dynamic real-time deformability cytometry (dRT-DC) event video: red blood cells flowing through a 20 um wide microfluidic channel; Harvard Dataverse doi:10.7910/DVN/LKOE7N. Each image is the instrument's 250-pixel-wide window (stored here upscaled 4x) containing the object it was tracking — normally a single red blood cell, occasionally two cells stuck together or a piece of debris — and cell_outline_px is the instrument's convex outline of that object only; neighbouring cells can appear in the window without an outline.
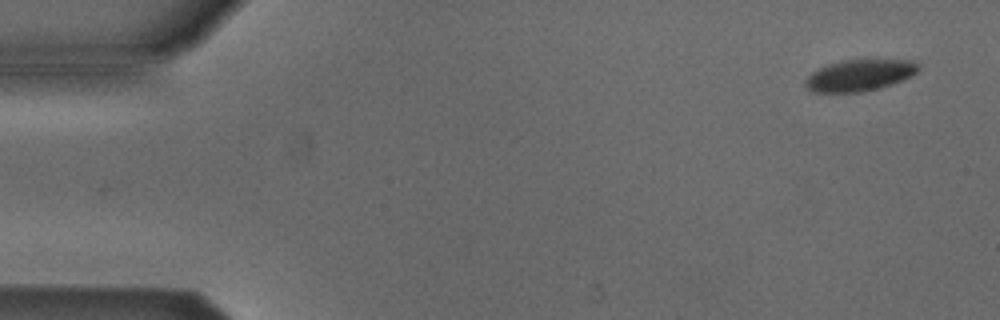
{"species": "Egyptian fruit bat (a non-hibernating species)", "species_latin": "Rousettus aegyptiacus", "temperature_condition": "cold", "stored_images_in_passage": 2, "camera_frame_rate_fps": 3000, "um_per_image_px": 0.085, "animal": {"sex": "male"}, "frame": {"image": 1, "passage_image": 2, "time_ms": 0.333, "image_size_px": [1000, 320], "cell_outline_px": [[920, 68], [912, 76], [880, 88], [860, 92], [812, 92], [804, 88], [804, 80], [816, 68], [840, 60], [912, 60], [920, 64]], "centroid_in_image_um": [73.02, 6.4], "position_along_channel_um": 12.0, "area_um2": 20.92}}